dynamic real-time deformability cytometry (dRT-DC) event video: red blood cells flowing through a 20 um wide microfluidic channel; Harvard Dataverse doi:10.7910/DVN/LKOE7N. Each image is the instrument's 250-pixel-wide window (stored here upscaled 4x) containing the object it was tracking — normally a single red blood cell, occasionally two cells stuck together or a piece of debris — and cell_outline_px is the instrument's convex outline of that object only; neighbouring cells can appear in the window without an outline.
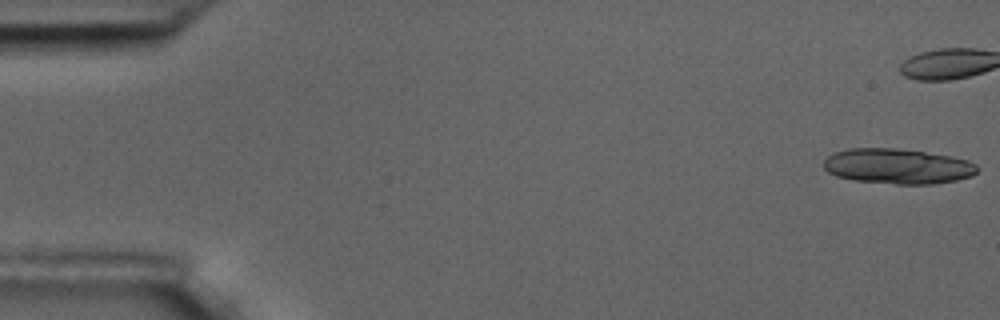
{"species": "common noctule bat (a hibernating species)", "species_latin": "Nyctalus noctula", "temperature_condition": "room temperature", "stored_images_in_passage": 44, "camera_frame_rate_fps": 3000, "um_per_image_px": 0.085, "animal": {"sex": "male", "body_mass_g": 17.5, "forearm_length_mm": 52.3}, "frame": {"image": 1, "passage_image": 1, "time_ms": 0.0, "image_size_px": [1000, 320], "cell_outline_px": [[980, 168], [972, 176], [956, 180], [932, 184], [896, 184], [856, 180], [836, 176], [828, 172], [824, 168], [824, 160], [832, 152], [848, 148], [896, 148], [952, 156], [968, 160], [976, 164]], "centroid_in_image_um": [76.3, 14.12], "position_along_channel_um": 8.7, "area_um2": 31.62}}